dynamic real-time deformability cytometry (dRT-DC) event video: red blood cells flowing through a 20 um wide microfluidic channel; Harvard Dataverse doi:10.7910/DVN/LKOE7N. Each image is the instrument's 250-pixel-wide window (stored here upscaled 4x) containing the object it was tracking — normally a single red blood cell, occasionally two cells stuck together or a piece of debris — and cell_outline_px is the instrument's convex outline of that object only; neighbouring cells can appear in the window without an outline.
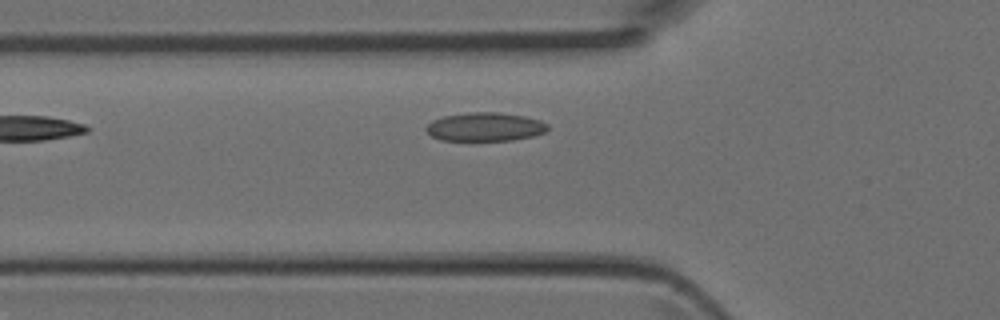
{"species": "Egyptian fruit bat (a non-hibernating species)", "species_latin": "Rousettus aegyptiacus", "temperature_condition": "room temperature", "stored_images_in_passage": 5, "camera_frame_rate_fps": 3000, "um_per_image_px": 0.085, "animal": {"sex": "female"}, "frame": {"image": 1, "passage_image": 5, "time_ms": 1.333, "image_size_px": [1000, 320], "cell_outline_px": [[548, 128], [544, 132], [532, 136], [512, 140], [440, 140], [432, 136], [424, 128], [432, 120], [444, 116], [468, 112], [500, 112], [524, 116], [540, 120], [548, 124]], "centroid_in_image_um": [41.22, 10.77], "position_along_channel_um": 84.6, "area_um2": 20.23}}